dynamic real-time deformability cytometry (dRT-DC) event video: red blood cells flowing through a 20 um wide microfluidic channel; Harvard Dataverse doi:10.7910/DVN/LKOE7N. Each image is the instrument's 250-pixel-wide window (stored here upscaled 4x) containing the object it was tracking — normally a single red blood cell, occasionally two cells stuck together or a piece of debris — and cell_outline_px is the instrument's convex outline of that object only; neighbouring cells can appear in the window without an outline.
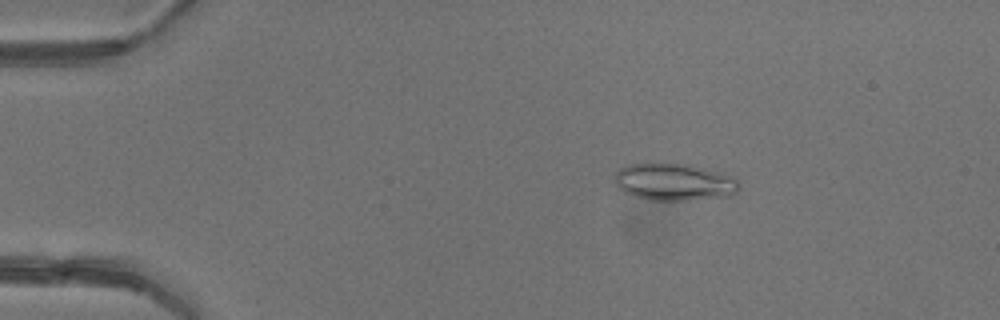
{"species": "common noctule bat (a hibernating species)", "species_latin": "Nyctalus noctula", "temperature_condition": "warm", "stored_images_in_passage": 5, "camera_frame_rate_fps": 3000, "um_per_image_px": 0.085, "animal": {"sex": "female"}, "frame": {"image": 1, "passage_image": 2, "time_ms": 1.0, "image_size_px": [1000, 320], "cell_outline_px": [[740, 188], [736, 192], [728, 196], [684, 200], [652, 200], [636, 196], [624, 192], [616, 184], [616, 172], [620, 168], [628, 164], [644, 160], [664, 160], [692, 164], [728, 176], [736, 180], [740, 184]], "centroid_in_image_um": [57.24, 15.4], "position_along_channel_um": 27.8, "area_um2": 27.57}}